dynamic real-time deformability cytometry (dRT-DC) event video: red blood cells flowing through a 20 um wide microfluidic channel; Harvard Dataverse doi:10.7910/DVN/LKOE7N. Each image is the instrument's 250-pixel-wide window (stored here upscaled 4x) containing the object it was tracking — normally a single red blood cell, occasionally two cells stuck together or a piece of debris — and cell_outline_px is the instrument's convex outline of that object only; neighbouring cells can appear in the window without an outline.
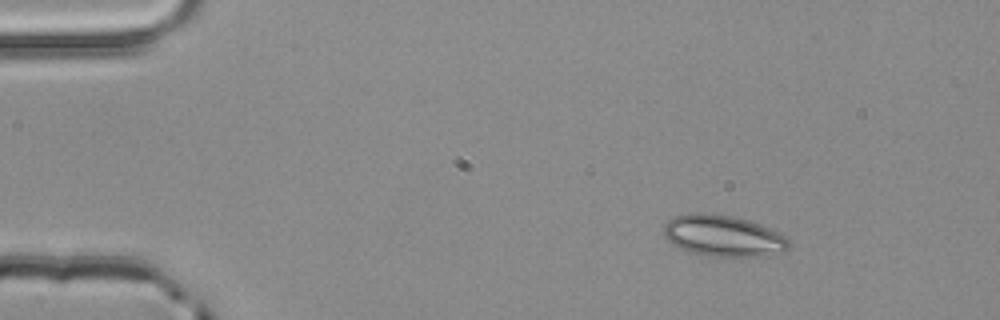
{"species": "common noctule bat (a hibernating species)", "species_latin": "Nyctalus noctula", "temperature_condition": "room temperature", "stored_images_in_passage": 3, "camera_frame_rate_fps": 3000, "um_per_image_px": 0.085, "animal": {"sex": "male", "body_mass_g": 20.4}, "frame": {"image": 1, "passage_image": 1, "time_ms": 0.0, "image_size_px": [1000, 320], "cell_outline_px": [[788, 248], [784, 252], [760, 256], [708, 256], [688, 252], [672, 244], [664, 236], [664, 224], [668, 220], [676, 216], [688, 212], [712, 212], [736, 216], [760, 224], [784, 236], [788, 240]], "centroid_in_image_um": [61.42, 20.02], "position_along_channel_um": 23.6, "area_um2": 30.35}}